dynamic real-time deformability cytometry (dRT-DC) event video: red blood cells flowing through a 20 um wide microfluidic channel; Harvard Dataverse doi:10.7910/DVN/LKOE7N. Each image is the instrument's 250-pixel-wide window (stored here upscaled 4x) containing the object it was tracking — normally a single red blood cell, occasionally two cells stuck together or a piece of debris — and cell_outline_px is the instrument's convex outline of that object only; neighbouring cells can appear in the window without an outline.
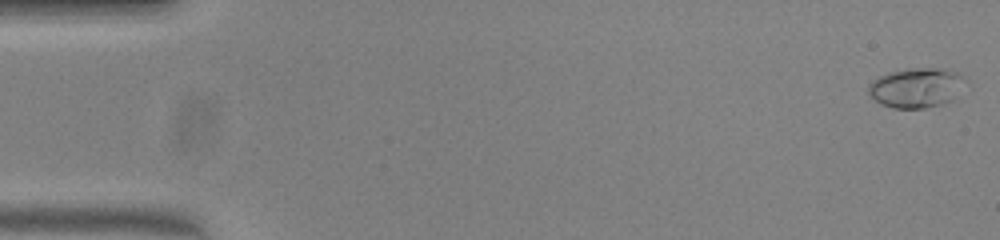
{"species": "common noctule bat (a hibernating species)", "species_latin": "Nyctalus noctula", "temperature_condition": "warm", "stored_images_in_passage": 52, "camera_frame_rate_fps": 3000, "um_per_image_px": 0.085, "animal": {"sex": "female", "body_mass_g": 23.0, "forearm_length_mm": 53.4}, "frame": {"image": 1, "passage_image": 1, "time_ms": 0.0, "image_size_px": [1000, 240], "cell_outline_px": [[968, 80], [952, 100], [944, 104], [924, 108], [892, 108], [880, 104], [868, 92], [868, 84], [872, 80], [888, 72], [908, 68], [940, 68], [956, 72]], "centroid_in_image_um": [77.89, 7.45], "position_along_channel_um": 7.1, "area_um2": 22.6}}
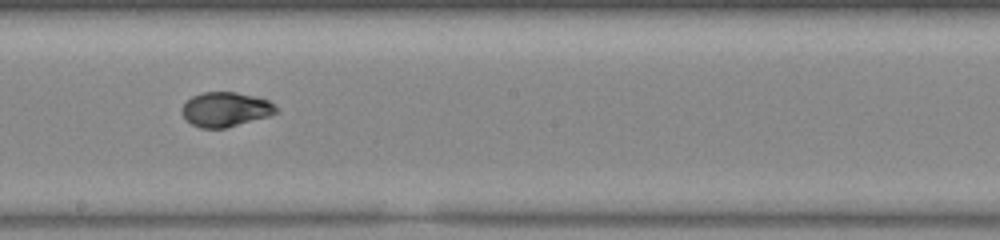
{"frame": {"image": 2, "passage_image": 29, "time_ms": 9.333, "image_size_px": [1000, 240], "cell_outline_px": [[280, 112], [268, 116], [224, 128], [200, 128], [192, 124], [180, 112], [180, 108], [192, 96], [204, 92], [236, 92], [256, 96], [268, 100], [280, 108]], "centroid_in_image_um": [19.2, 9.29], "position_along_channel_um": 229.0, "area_um2": 19.02}}
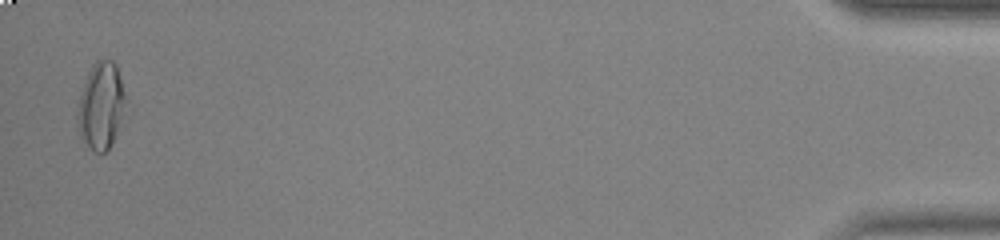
{"frame": {"image": 3, "passage_image": 51, "time_ms": 16.667, "image_size_px": [1000, 240], "cell_outline_px": [[124, 100], [116, 132], [112, 144], [104, 152], [96, 152], [80, 136], [76, 124], [76, 112], [80, 92], [88, 72], [92, 64], [96, 60], [112, 60], [116, 64], [124, 96]], "centroid_in_image_um": [8.51, 8.96], "position_along_channel_um": 426.7, "area_um2": 23.64}, "authors_computed_cell_mechanics": {"area_um2": 19.1318, "velocity_mm_per_s": 3.9569, "shape_relaxation_time_tau1_ms": null, "shape_relaxation_time_tau2_ms": 0.8411, "deformation_change_tau1": null, "deformation_change_tau2": 0.0368}}